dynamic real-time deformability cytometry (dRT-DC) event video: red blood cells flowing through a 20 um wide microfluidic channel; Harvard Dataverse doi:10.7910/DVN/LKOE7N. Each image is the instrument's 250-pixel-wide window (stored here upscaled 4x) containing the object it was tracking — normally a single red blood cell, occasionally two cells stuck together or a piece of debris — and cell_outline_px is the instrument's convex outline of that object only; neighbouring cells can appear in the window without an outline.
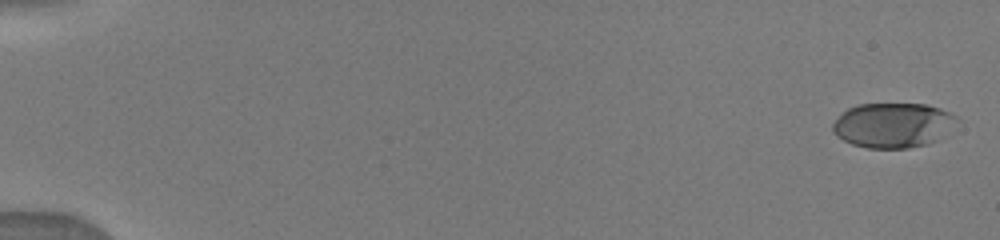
{"species": "human", "species_latin": "Homo sapiens", "temperature_condition": "warm", "stored_images_in_passage": 12, "camera_frame_rate_fps": 3000, "um_per_image_px": 0.085, "donor": {"sex": "male"}, "frame": {"image": 1, "passage_image": 1, "time_ms": 0.0, "image_size_px": [1000, 240], "cell_outline_px": [[960, 120], [936, 140], [928, 144], [908, 148], [868, 148], [852, 144], [836, 136], [832, 132], [832, 124], [848, 108], [860, 104], [924, 104], [940, 108], [956, 116]], "centroid_in_image_um": [75.89, 10.64], "position_along_channel_um": 9.1, "area_um2": 32.25}}
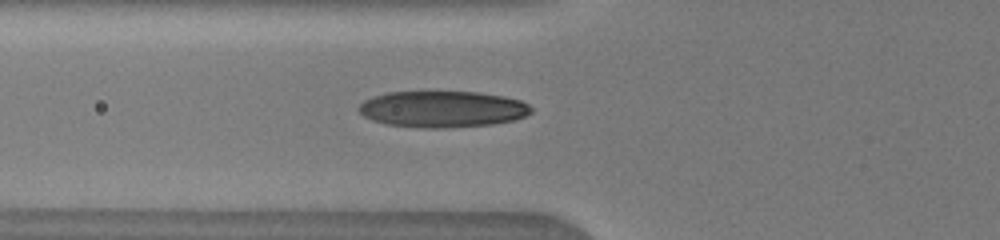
{"frame": {"image": 2, "passage_image": 7, "time_ms": 6.333, "image_size_px": [1000, 240], "cell_outline_px": [[532, 112], [524, 116], [512, 120], [492, 124], [444, 128], [420, 128], [384, 124], [372, 120], [364, 116], [356, 108], [364, 100], [388, 92], [476, 92], [504, 96], [520, 100], [528, 104], [532, 108]], "centroid_in_image_um": [37.59, 9.28], "position_along_channel_um": 88.2, "area_um2": 36.53}}
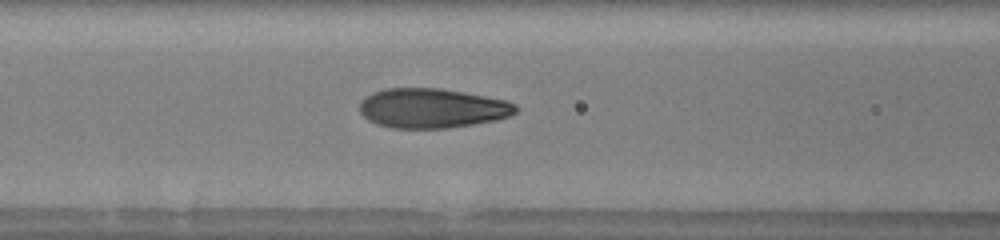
{"frame": {"image": 3, "passage_image": 9, "time_ms": 7.333, "image_size_px": [1000, 240], "cell_outline_px": [[520, 108], [512, 116], [496, 120], [448, 128], [392, 128], [368, 120], [360, 112], [360, 100], [372, 92], [384, 88], [440, 88], [464, 92], [508, 100], [516, 104]], "centroid_in_image_um": [36.77, 9.19], "position_along_channel_um": 129.8, "area_um2": 36.3}}